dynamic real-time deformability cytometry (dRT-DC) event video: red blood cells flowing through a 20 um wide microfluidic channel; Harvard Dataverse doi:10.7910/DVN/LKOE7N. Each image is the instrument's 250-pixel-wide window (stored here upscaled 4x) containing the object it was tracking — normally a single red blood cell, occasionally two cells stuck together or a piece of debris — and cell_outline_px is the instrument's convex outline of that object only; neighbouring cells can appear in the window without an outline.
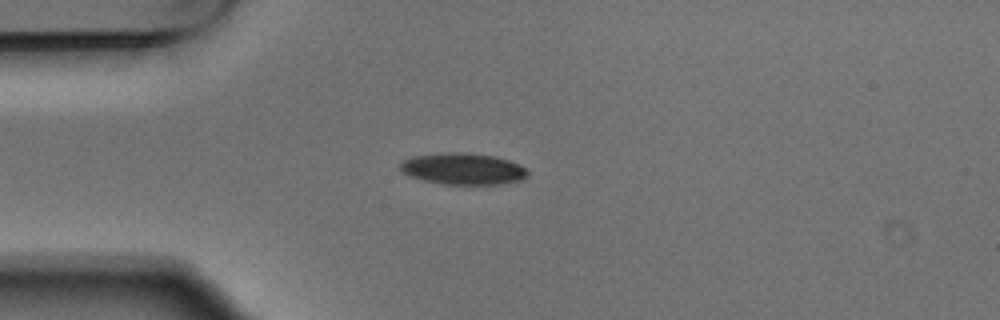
{"species": "Egyptian fruit bat (a non-hibernating species)", "species_latin": "Rousettus aegyptiacus", "temperature_condition": "warm", "stored_images_in_passage": 3, "camera_frame_rate_fps": 3000, "um_per_image_px": 0.085, "animal": {"sex": "male"}, "frame": {"image": 1, "passage_image": 2, "time_ms": 0.333, "image_size_px": [1000, 320], "cell_outline_px": [[528, 176], [520, 180], [500, 184], [444, 184], [424, 180], [408, 176], [400, 172], [400, 164], [404, 160], [412, 156], [452, 152], [464, 152], [492, 156], [508, 160], [520, 164], [528, 172]], "centroid_in_image_um": [39.33, 14.35], "position_along_channel_um": 45.7, "area_um2": 23.29}}